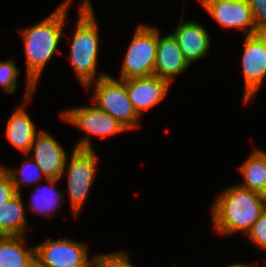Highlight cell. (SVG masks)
I'll list each match as a JSON object with an SVG mask.
<instances>
[{
  "label": "cell",
  "mask_w": 266,
  "mask_h": 267,
  "mask_svg": "<svg viewBox=\"0 0 266 267\" xmlns=\"http://www.w3.org/2000/svg\"><path fill=\"white\" fill-rule=\"evenodd\" d=\"M70 4L71 0H65L38 24L19 30L23 37L27 63L25 102L32 99L46 63L60 51L57 47L61 41L63 27L68 22L66 13Z\"/></svg>",
  "instance_id": "6da1fadb"
},
{
  "label": "cell",
  "mask_w": 266,
  "mask_h": 267,
  "mask_svg": "<svg viewBox=\"0 0 266 267\" xmlns=\"http://www.w3.org/2000/svg\"><path fill=\"white\" fill-rule=\"evenodd\" d=\"M211 209L215 232L227 235L241 231L247 235L266 210V198L237 184L222 191Z\"/></svg>",
  "instance_id": "7a4b0ae2"
},
{
  "label": "cell",
  "mask_w": 266,
  "mask_h": 267,
  "mask_svg": "<svg viewBox=\"0 0 266 267\" xmlns=\"http://www.w3.org/2000/svg\"><path fill=\"white\" fill-rule=\"evenodd\" d=\"M79 9L69 59L76 77L86 88L90 83L107 74L100 73L97 78L95 77L100 44L98 26L91 2L84 0Z\"/></svg>",
  "instance_id": "3957f363"
},
{
  "label": "cell",
  "mask_w": 266,
  "mask_h": 267,
  "mask_svg": "<svg viewBox=\"0 0 266 267\" xmlns=\"http://www.w3.org/2000/svg\"><path fill=\"white\" fill-rule=\"evenodd\" d=\"M67 162L66 160L64 170L67 172L62 176L67 177L68 192L66 195L69 196L73 212L77 214L92 188L91 185L97 171L98 156H96L88 137L82 138L73 147L69 165Z\"/></svg>",
  "instance_id": "277c9868"
},
{
  "label": "cell",
  "mask_w": 266,
  "mask_h": 267,
  "mask_svg": "<svg viewBox=\"0 0 266 267\" xmlns=\"http://www.w3.org/2000/svg\"><path fill=\"white\" fill-rule=\"evenodd\" d=\"M94 86L93 102L100 109L109 113L128 130L138 128L140 116L135 111L126 91V80L115 79L107 74L85 89Z\"/></svg>",
  "instance_id": "5b68a950"
},
{
  "label": "cell",
  "mask_w": 266,
  "mask_h": 267,
  "mask_svg": "<svg viewBox=\"0 0 266 267\" xmlns=\"http://www.w3.org/2000/svg\"><path fill=\"white\" fill-rule=\"evenodd\" d=\"M157 28L141 24L135 30L120 72L121 80L154 75Z\"/></svg>",
  "instance_id": "8992f818"
},
{
  "label": "cell",
  "mask_w": 266,
  "mask_h": 267,
  "mask_svg": "<svg viewBox=\"0 0 266 267\" xmlns=\"http://www.w3.org/2000/svg\"><path fill=\"white\" fill-rule=\"evenodd\" d=\"M87 253V244L67 238L48 239L35 246V255L42 267H96L97 257H93L91 263Z\"/></svg>",
  "instance_id": "52a82bcc"
},
{
  "label": "cell",
  "mask_w": 266,
  "mask_h": 267,
  "mask_svg": "<svg viewBox=\"0 0 266 267\" xmlns=\"http://www.w3.org/2000/svg\"><path fill=\"white\" fill-rule=\"evenodd\" d=\"M243 46L244 102L247 103L266 77V32L246 35Z\"/></svg>",
  "instance_id": "ba28073f"
},
{
  "label": "cell",
  "mask_w": 266,
  "mask_h": 267,
  "mask_svg": "<svg viewBox=\"0 0 266 267\" xmlns=\"http://www.w3.org/2000/svg\"><path fill=\"white\" fill-rule=\"evenodd\" d=\"M92 106L69 108L62 111L61 118L69 124L78 127L87 135H96L103 140L106 136L125 132L128 129L109 113L100 109L95 103Z\"/></svg>",
  "instance_id": "9c48e42d"
},
{
  "label": "cell",
  "mask_w": 266,
  "mask_h": 267,
  "mask_svg": "<svg viewBox=\"0 0 266 267\" xmlns=\"http://www.w3.org/2000/svg\"><path fill=\"white\" fill-rule=\"evenodd\" d=\"M34 151L31 157L40 167L44 178L61 180L65 170L67 154L62 145L49 133L39 131L31 146Z\"/></svg>",
  "instance_id": "30bf717a"
},
{
  "label": "cell",
  "mask_w": 266,
  "mask_h": 267,
  "mask_svg": "<svg viewBox=\"0 0 266 267\" xmlns=\"http://www.w3.org/2000/svg\"><path fill=\"white\" fill-rule=\"evenodd\" d=\"M204 9L223 28H238L246 35L260 32L254 23L248 0H216Z\"/></svg>",
  "instance_id": "8fae6325"
},
{
  "label": "cell",
  "mask_w": 266,
  "mask_h": 267,
  "mask_svg": "<svg viewBox=\"0 0 266 267\" xmlns=\"http://www.w3.org/2000/svg\"><path fill=\"white\" fill-rule=\"evenodd\" d=\"M170 85L167 79L151 75L127 79L126 91L135 111L141 116L144 110H149L166 97Z\"/></svg>",
  "instance_id": "7c38bea8"
},
{
  "label": "cell",
  "mask_w": 266,
  "mask_h": 267,
  "mask_svg": "<svg viewBox=\"0 0 266 267\" xmlns=\"http://www.w3.org/2000/svg\"><path fill=\"white\" fill-rule=\"evenodd\" d=\"M183 20L184 16H181L180 22L172 35L176 39L184 58L191 64L207 56L211 42L203 25L196 21L184 22Z\"/></svg>",
  "instance_id": "4fadbf2b"
},
{
  "label": "cell",
  "mask_w": 266,
  "mask_h": 267,
  "mask_svg": "<svg viewBox=\"0 0 266 267\" xmlns=\"http://www.w3.org/2000/svg\"><path fill=\"white\" fill-rule=\"evenodd\" d=\"M190 66L184 58L173 35L160 37L157 29V52L154 65V75L167 79L170 83L175 76L185 72Z\"/></svg>",
  "instance_id": "5bb4252c"
},
{
  "label": "cell",
  "mask_w": 266,
  "mask_h": 267,
  "mask_svg": "<svg viewBox=\"0 0 266 267\" xmlns=\"http://www.w3.org/2000/svg\"><path fill=\"white\" fill-rule=\"evenodd\" d=\"M37 133L30 115L21 106L17 107L6 126V137L9 142L27 157Z\"/></svg>",
  "instance_id": "9a60e30c"
},
{
  "label": "cell",
  "mask_w": 266,
  "mask_h": 267,
  "mask_svg": "<svg viewBox=\"0 0 266 267\" xmlns=\"http://www.w3.org/2000/svg\"><path fill=\"white\" fill-rule=\"evenodd\" d=\"M21 193L0 205V236H25L27 229Z\"/></svg>",
  "instance_id": "2e32d148"
},
{
  "label": "cell",
  "mask_w": 266,
  "mask_h": 267,
  "mask_svg": "<svg viewBox=\"0 0 266 267\" xmlns=\"http://www.w3.org/2000/svg\"><path fill=\"white\" fill-rule=\"evenodd\" d=\"M244 182L238 185L260 193L264 196V187L266 180V151L257 149L251 153L250 157L239 167Z\"/></svg>",
  "instance_id": "e0dca14e"
},
{
  "label": "cell",
  "mask_w": 266,
  "mask_h": 267,
  "mask_svg": "<svg viewBox=\"0 0 266 267\" xmlns=\"http://www.w3.org/2000/svg\"><path fill=\"white\" fill-rule=\"evenodd\" d=\"M24 236H0V267H22L35 256L34 247H24Z\"/></svg>",
  "instance_id": "ac0fdd59"
},
{
  "label": "cell",
  "mask_w": 266,
  "mask_h": 267,
  "mask_svg": "<svg viewBox=\"0 0 266 267\" xmlns=\"http://www.w3.org/2000/svg\"><path fill=\"white\" fill-rule=\"evenodd\" d=\"M49 185L48 186H41L37 185L35 187L33 195H31V209L35 211L36 213L42 214V216L45 215H54L57 207H61L62 204L59 203L60 199L63 198V192L57 191V182L60 184V180H53V179H47ZM43 190V191H42Z\"/></svg>",
  "instance_id": "d6986e66"
},
{
  "label": "cell",
  "mask_w": 266,
  "mask_h": 267,
  "mask_svg": "<svg viewBox=\"0 0 266 267\" xmlns=\"http://www.w3.org/2000/svg\"><path fill=\"white\" fill-rule=\"evenodd\" d=\"M22 164L23 165L21 169L18 170L19 172L14 169L12 170L9 168L6 169L5 167H2L5 172L10 176L17 193H20L21 184L24 183L25 185H30L33 183H37L39 179L44 176L42 171L40 170V167L33 159L30 158L26 162L24 161Z\"/></svg>",
  "instance_id": "ffe728a7"
},
{
  "label": "cell",
  "mask_w": 266,
  "mask_h": 267,
  "mask_svg": "<svg viewBox=\"0 0 266 267\" xmlns=\"http://www.w3.org/2000/svg\"><path fill=\"white\" fill-rule=\"evenodd\" d=\"M20 71L15 61L9 58L7 61H0V85L7 93H14L17 89V76Z\"/></svg>",
  "instance_id": "44dd1931"
},
{
  "label": "cell",
  "mask_w": 266,
  "mask_h": 267,
  "mask_svg": "<svg viewBox=\"0 0 266 267\" xmlns=\"http://www.w3.org/2000/svg\"><path fill=\"white\" fill-rule=\"evenodd\" d=\"M96 267H135L123 251L96 256Z\"/></svg>",
  "instance_id": "7402d4cb"
},
{
  "label": "cell",
  "mask_w": 266,
  "mask_h": 267,
  "mask_svg": "<svg viewBox=\"0 0 266 267\" xmlns=\"http://www.w3.org/2000/svg\"><path fill=\"white\" fill-rule=\"evenodd\" d=\"M246 236L262 251H266V210L254 222Z\"/></svg>",
  "instance_id": "603a6c76"
},
{
  "label": "cell",
  "mask_w": 266,
  "mask_h": 267,
  "mask_svg": "<svg viewBox=\"0 0 266 267\" xmlns=\"http://www.w3.org/2000/svg\"><path fill=\"white\" fill-rule=\"evenodd\" d=\"M256 28L266 32V0H248Z\"/></svg>",
  "instance_id": "cb8c5ba5"
},
{
  "label": "cell",
  "mask_w": 266,
  "mask_h": 267,
  "mask_svg": "<svg viewBox=\"0 0 266 267\" xmlns=\"http://www.w3.org/2000/svg\"><path fill=\"white\" fill-rule=\"evenodd\" d=\"M17 194L10 176L0 167V205L4 204Z\"/></svg>",
  "instance_id": "d4e9b609"
},
{
  "label": "cell",
  "mask_w": 266,
  "mask_h": 267,
  "mask_svg": "<svg viewBox=\"0 0 266 267\" xmlns=\"http://www.w3.org/2000/svg\"><path fill=\"white\" fill-rule=\"evenodd\" d=\"M22 267H42L38 257L35 255L30 261H28L25 265Z\"/></svg>",
  "instance_id": "484cf974"
},
{
  "label": "cell",
  "mask_w": 266,
  "mask_h": 267,
  "mask_svg": "<svg viewBox=\"0 0 266 267\" xmlns=\"http://www.w3.org/2000/svg\"><path fill=\"white\" fill-rule=\"evenodd\" d=\"M227 267H254V265H249V264H238V263H235V264H231V265H228Z\"/></svg>",
  "instance_id": "4316f807"
},
{
  "label": "cell",
  "mask_w": 266,
  "mask_h": 267,
  "mask_svg": "<svg viewBox=\"0 0 266 267\" xmlns=\"http://www.w3.org/2000/svg\"><path fill=\"white\" fill-rule=\"evenodd\" d=\"M216 1V0H200L201 5L203 6V8L208 5L209 3Z\"/></svg>",
  "instance_id": "83f0119b"
},
{
  "label": "cell",
  "mask_w": 266,
  "mask_h": 267,
  "mask_svg": "<svg viewBox=\"0 0 266 267\" xmlns=\"http://www.w3.org/2000/svg\"><path fill=\"white\" fill-rule=\"evenodd\" d=\"M264 197L266 198V180H265V187H264Z\"/></svg>",
  "instance_id": "f1b7e54d"
}]
</instances>
